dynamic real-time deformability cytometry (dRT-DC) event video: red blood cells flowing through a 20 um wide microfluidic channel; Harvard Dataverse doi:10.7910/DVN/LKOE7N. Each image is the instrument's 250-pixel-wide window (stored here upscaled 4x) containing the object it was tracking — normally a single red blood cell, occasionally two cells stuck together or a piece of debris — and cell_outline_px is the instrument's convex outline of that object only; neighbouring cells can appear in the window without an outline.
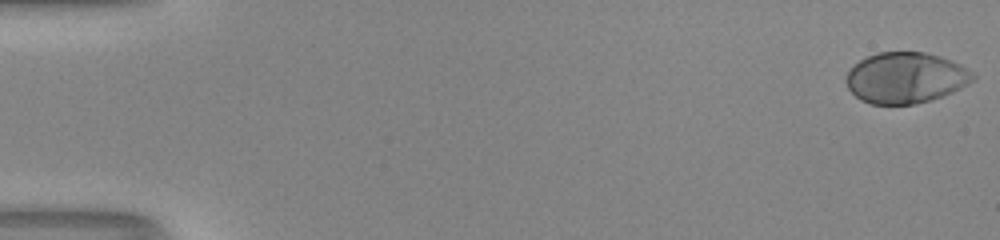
{"species": "human", "species_latin": "Homo sapiens", "temperature_condition": "room temperature", "stored_images_in_passage": 52, "camera_frame_rate_fps": 3000, "um_per_image_px": 0.085, "donor": {"sex": "male"}, "frame": {"image": 1, "passage_image": 1, "time_ms": 0.0, "image_size_px": [1000, 240], "cell_outline_px": [[976, 80], [952, 92], [932, 100], [916, 104], [872, 104], [860, 100], [848, 88], [844, 80], [844, 76], [860, 60], [876, 52], [924, 52], [940, 56], [960, 64], [968, 68], [976, 76]], "centroid_in_image_um": [76.99, 6.62], "position_along_channel_um": 8.0, "area_um2": 37.8}}
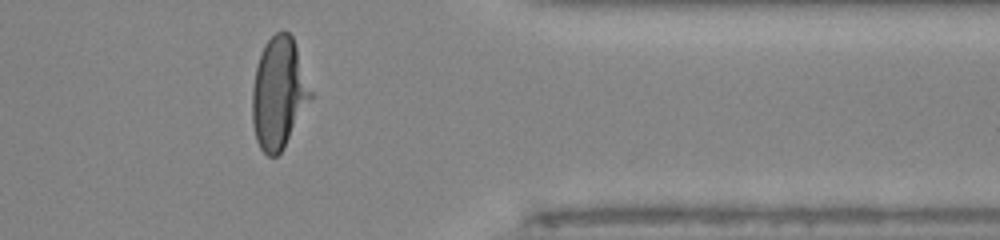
{"frame": {"image": 2, "passage_image": 43, "time_ms": 14.0, "image_size_px": [1000, 240], "cell_outline_px": [[312, 96], [284, 148], [276, 156], [268, 156], [260, 148], [256, 140], [252, 124], [252, 88], [256, 68], [260, 52], [264, 44], [276, 32], [288, 32], [292, 36], [312, 92]], "centroid_in_image_um": [23.66, 7.93], "position_along_channel_um": 387.7, "area_um2": 37.57}}
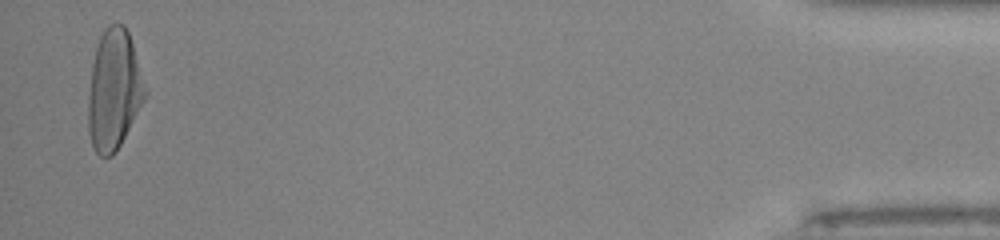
{"frame": {"image": 3, "passage_image": 51, "time_ms": 16.667, "image_size_px": [1000, 240], "cell_outline_px": [[148, 92], [144, 100], [116, 152], [112, 156], [100, 156], [96, 152], [92, 144], [88, 132], [88, 96], [92, 64], [96, 48], [100, 36], [104, 28], [108, 24], [124, 24], [128, 32], [148, 88]], "centroid_in_image_um": [9.69, 7.63], "position_along_channel_um": 425.5, "area_um2": 39.88}, "authors_computed_cell_mechanics": {"area_um2": 37.2232, "velocity_mm_per_s": 4.1186, "shape_relaxation_time_tau1_ms": 3.4597, "shape_relaxation_time_tau2_ms": null, "deformation_change_tau1": 0.2304, "deformation_change_tau2": null}}